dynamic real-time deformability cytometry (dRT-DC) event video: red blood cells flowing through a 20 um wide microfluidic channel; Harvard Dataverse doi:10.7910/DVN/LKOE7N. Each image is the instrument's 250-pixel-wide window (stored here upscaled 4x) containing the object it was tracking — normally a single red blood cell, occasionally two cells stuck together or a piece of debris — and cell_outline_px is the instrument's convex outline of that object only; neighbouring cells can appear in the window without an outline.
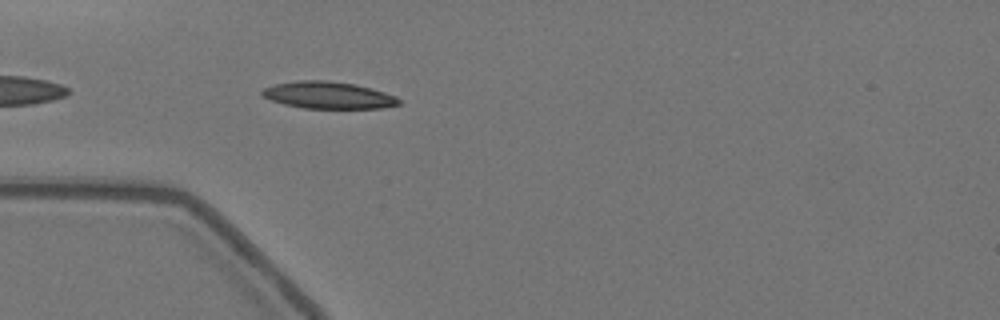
{"species": "Egyptian fruit bat (a non-hibernating species)", "species_latin": "Rousettus aegyptiacus", "temperature_condition": "warm", "stored_images_in_passage": 44, "camera_frame_rate_fps": 3000, "um_per_image_px": 0.085, "animal": {"sex": "female"}, "frame": {"image": 1, "passage_image": 3, "time_ms": 0.667, "image_size_px": [1000, 320], "cell_outline_px": [[400, 104], [380, 108], [304, 108], [284, 104], [272, 100], [264, 96], [260, 92], [264, 88], [276, 84], [300, 80], [328, 80], [356, 84], [384, 92], [396, 96], [400, 100]], "centroid_in_image_um": [27.92, 8.08], "position_along_channel_um": 57.1, "area_um2": 21.33}}
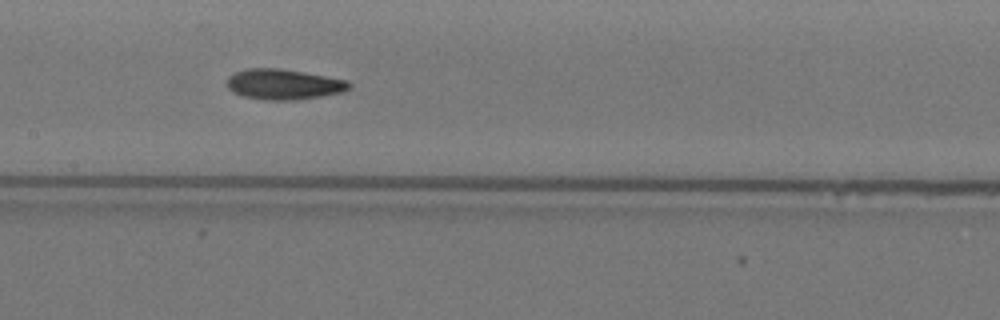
{"frame": {"image": 2, "passage_image": 14, "time_ms": 4.333, "image_size_px": [1000, 320], "cell_outline_px": [[352, 88], [344, 92], [320, 96], [292, 100], [264, 100], [244, 96], [232, 92], [228, 88], [228, 76], [232, 72], [248, 68], [280, 68], [304, 72], [348, 80], [352, 84]], "centroid_in_image_um": [24.12, 7.16], "position_along_channel_um": 183.3, "area_um2": 21.85}}
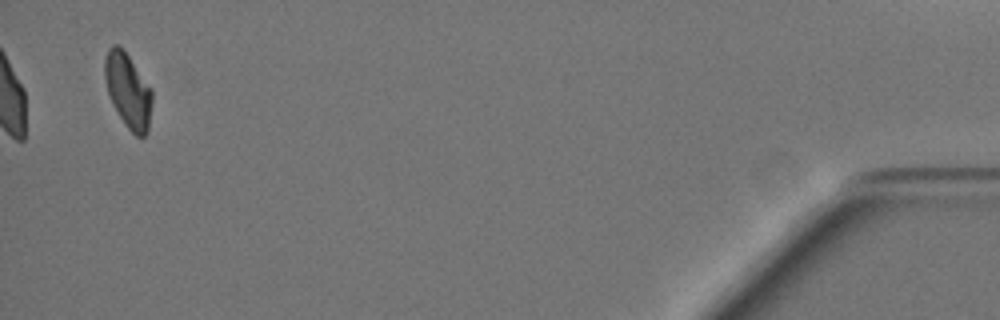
{"frame": {"image": 3, "passage_image": 42, "time_ms": 13.667, "image_size_px": [1000, 320], "cell_outline_px": [[152, 104], [148, 132], [144, 136], [136, 136], [128, 128], [112, 104], [104, 80], [104, 56], [108, 48], [112, 44], [116, 44], [124, 48], [152, 88]], "centroid_in_image_um": [10.88, 7.64], "position_along_channel_um": 424.3, "area_um2": 20.98}, "authors_computed_cell_mechanics": {"area_um2": 21.1837, "velocity_mm_per_s": 3.5277, "shape_relaxation_time_tau1_ms": 8.199, "shape_relaxation_time_tau2_ms": 2.2461, "deformation_change_tau1": 0.1968, "deformation_change_tau2": 0.0739}}